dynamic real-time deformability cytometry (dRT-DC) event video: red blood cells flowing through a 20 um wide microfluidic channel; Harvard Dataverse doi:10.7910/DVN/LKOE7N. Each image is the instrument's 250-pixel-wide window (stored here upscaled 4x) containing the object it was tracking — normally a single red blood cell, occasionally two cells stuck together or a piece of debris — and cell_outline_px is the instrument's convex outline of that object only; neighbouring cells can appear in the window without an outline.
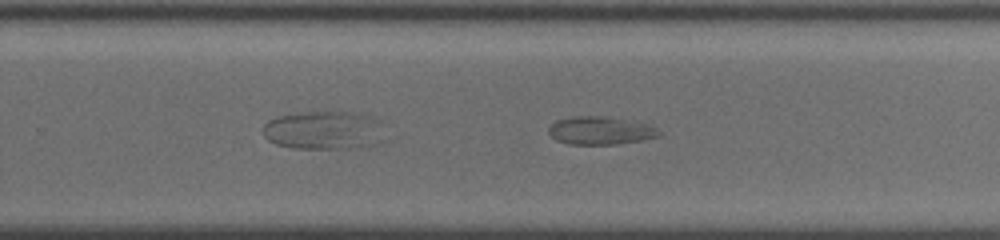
{"species": "common noctule bat (a hibernating species)", "species_latin": "Nyctalus noctula", "temperature_condition": "cold", "stored_images_in_passage": 32, "camera_frame_rate_fps": 3000, "um_per_image_px": 0.085, "animal": {"sex": "female", "body_mass_g": 19.5, "forearm_length_mm": 54.1}, "frame": {"image": 1, "passage_image": 23, "time_ms": 7.333, "image_size_px": [1000, 240], "cell_outline_px": [[660, 136], [640, 140], [616, 144], [568, 144], [556, 140], [548, 132], [548, 128], [556, 120], [572, 116], [600, 116], [644, 124], [660, 132]], "centroid_in_image_um": [50.93, 11.11], "position_along_channel_um": 278.9, "area_um2": 17.46}}
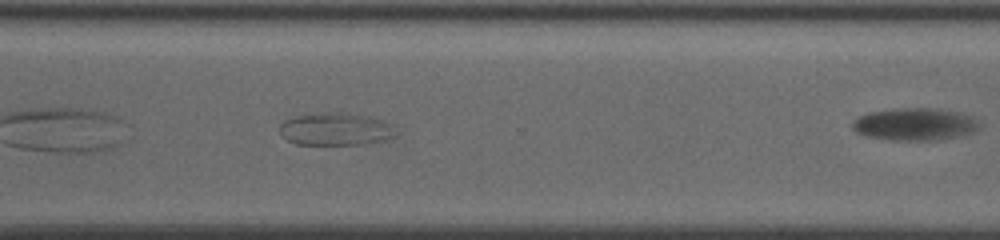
{"frame": {"image": 2, "passage_image": 28, "time_ms": 9.0, "image_size_px": [1000, 240], "cell_outline_px": [[392, 136], [384, 140], [360, 144], [296, 144], [288, 140], [280, 132], [280, 124], [284, 120], [296, 116], [320, 112], [348, 112], [376, 120], [384, 124]], "centroid_in_image_um": [28.33, 10.97], "position_along_channel_um": 342.3, "area_um2": 21.04}}